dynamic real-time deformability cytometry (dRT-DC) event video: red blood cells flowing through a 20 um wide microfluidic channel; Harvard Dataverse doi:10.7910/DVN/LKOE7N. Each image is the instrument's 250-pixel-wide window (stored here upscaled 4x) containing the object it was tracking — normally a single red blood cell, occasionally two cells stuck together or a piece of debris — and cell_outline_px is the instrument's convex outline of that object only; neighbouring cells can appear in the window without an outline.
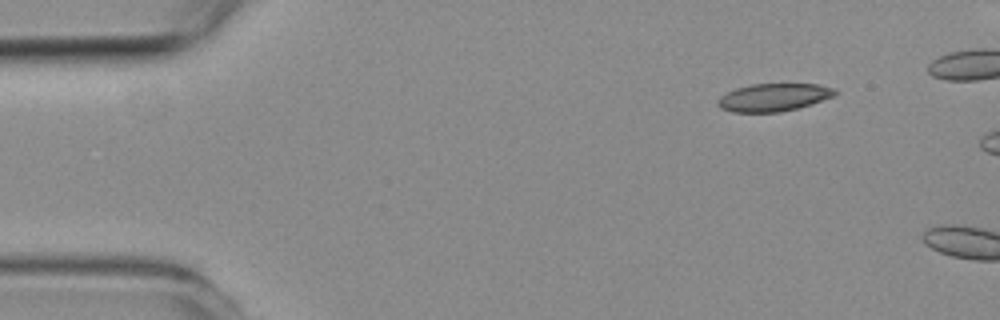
{"species": "common noctule bat (a hibernating species)", "species_latin": "Nyctalus noctula", "temperature_condition": "room temperature", "stored_images_in_passage": 2, "camera_frame_rate_fps": 3000, "um_per_image_px": 0.085, "animal": {"sex": "female", "body_mass_g": 19.3, "forearm_length_mm": 54.1}, "frame": {"image": 1, "passage_image": 1, "time_ms": 0.0, "image_size_px": [1000, 320], "cell_outline_px": [[840, 92], [832, 96], [812, 104], [780, 112], [732, 112], [720, 108], [716, 104], [716, 100], [720, 96], [736, 88], [752, 84], [820, 84], [832, 88]], "centroid_in_image_um": [65.73, 8.27], "position_along_channel_um": 19.3, "area_um2": 18.96}}